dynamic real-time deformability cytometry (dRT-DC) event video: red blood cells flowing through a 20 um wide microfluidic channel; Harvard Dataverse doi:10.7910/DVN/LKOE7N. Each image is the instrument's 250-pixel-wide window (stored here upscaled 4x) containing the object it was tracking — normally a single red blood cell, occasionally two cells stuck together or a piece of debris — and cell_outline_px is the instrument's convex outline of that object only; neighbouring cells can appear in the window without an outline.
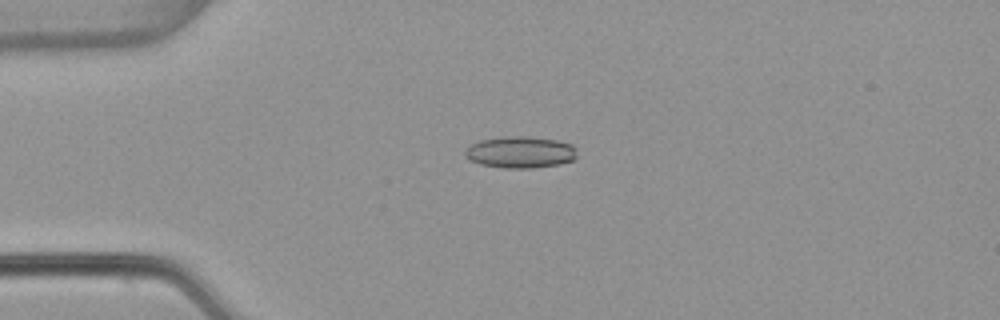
{"species": "common noctule bat (a hibernating species)", "species_latin": "Nyctalus noctula", "temperature_condition": "warm", "stored_images_in_passage": 35, "camera_frame_rate_fps": 3000, "um_per_image_px": 0.085, "animal": {"sex": "female", "body_mass_g": 22.7, "forearm_length_mm": 54.2}, "frame": {"image": 1, "passage_image": 13, "time_ms": 4.0, "image_size_px": [1000, 320], "cell_outline_px": [[576, 156], [572, 160], [560, 164], [532, 168], [504, 168], [480, 164], [468, 160], [464, 156], [464, 148], [480, 140], [504, 136], [528, 136], [556, 140], [572, 144], [576, 148]], "centroid_in_image_um": [44.19, 12.93], "position_along_channel_um": 40.8, "area_um2": 20.87}}
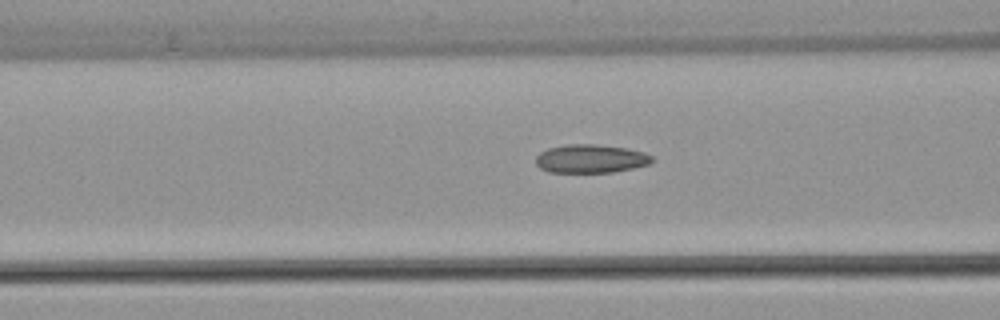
{"frame": {"image": 2, "passage_image": 21, "time_ms": 6.667, "image_size_px": [1000, 320], "cell_outline_px": [[656, 160], [648, 164], [632, 168], [612, 172], [548, 172], [540, 168], [536, 164], [536, 156], [540, 152], [548, 148], [564, 144], [596, 144], [628, 148], [644, 152], [652, 156]], "centroid_in_image_um": [50.21, 13.48], "position_along_channel_um": 116.4, "area_um2": 19.42}}
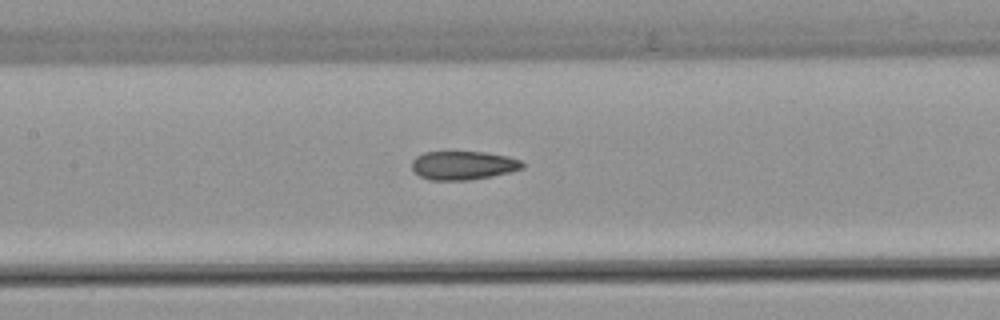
{"frame": {"image": 3, "passage_image": 25, "time_ms": 8.0, "image_size_px": [1000, 320], "cell_outline_px": [[524, 168], [512, 172], [492, 176], [468, 180], [428, 180], [412, 172], [412, 160], [416, 156], [424, 152], [484, 152], [508, 156], [520, 160], [524, 164]], "centroid_in_image_um": [39.36, 14.06], "position_along_channel_um": 168.0, "area_um2": 18.67}}